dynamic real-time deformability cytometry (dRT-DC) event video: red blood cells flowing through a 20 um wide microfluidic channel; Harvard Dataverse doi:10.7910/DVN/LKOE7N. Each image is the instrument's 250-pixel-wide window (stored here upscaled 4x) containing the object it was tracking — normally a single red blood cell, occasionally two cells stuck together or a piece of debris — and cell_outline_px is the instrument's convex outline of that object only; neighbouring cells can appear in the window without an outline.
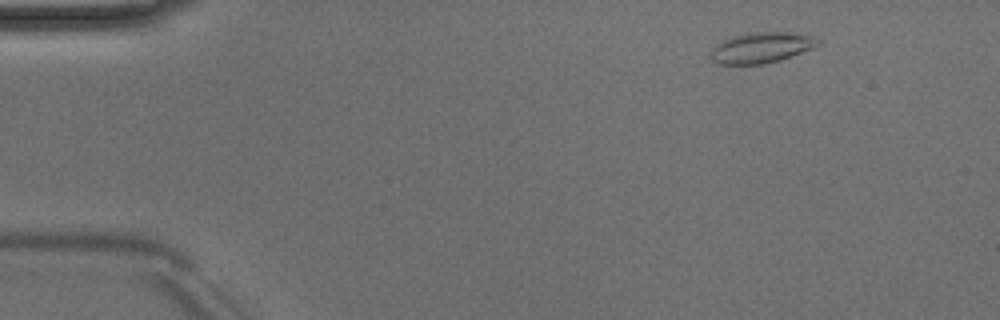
{"species": "Egyptian fruit bat (a non-hibernating species)", "species_latin": "Rousettus aegyptiacus", "temperature_condition": "room temperature", "stored_images_in_passage": 46, "camera_frame_rate_fps": 3000, "um_per_image_px": 0.085, "animal": {"sex": "male"}, "frame": {"image": 1, "passage_image": 2, "time_ms": 0.333, "image_size_px": [1000, 320], "cell_outline_px": [[820, 44], [812, 48], [780, 60], [764, 64], [720, 64], [712, 60], [708, 56], [712, 48], [716, 44], [732, 36], [752, 32], [792, 32], [812, 36], [820, 40]], "centroid_in_image_um": [64.69, 4.05], "position_along_channel_um": 20.3, "area_um2": 19.19}}
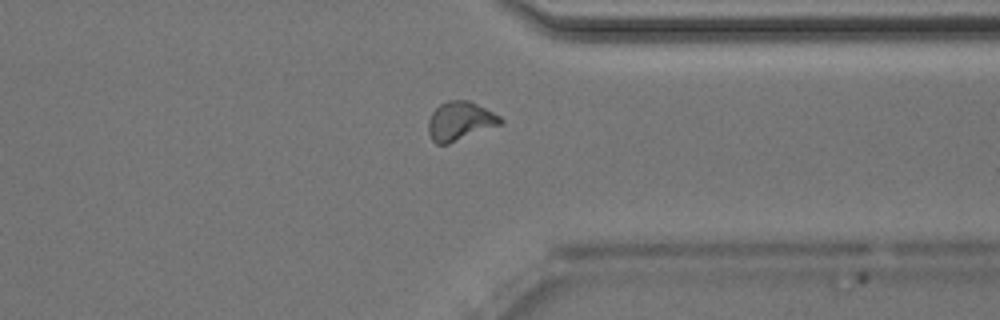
{"frame": {"image": 2, "passage_image": 35, "time_ms": 11.333, "image_size_px": [1000, 320], "cell_outline_px": [[504, 120], [500, 124], [448, 144], [436, 144], [432, 140], [428, 132], [428, 120], [432, 112], [440, 104], [448, 100], [468, 100], [500, 116]], "centroid_in_image_um": [39.06, 10.29], "position_along_channel_um": 372.3, "area_um2": 16.07}}
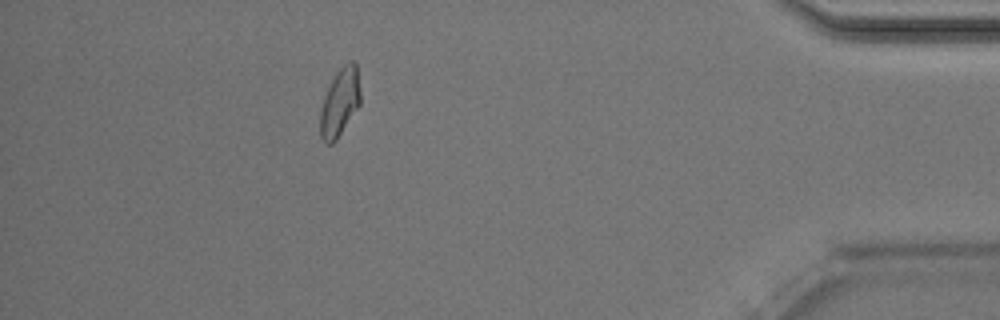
{"frame": {"image": 3, "passage_image": 41, "time_ms": 13.333, "image_size_px": [1000, 320], "cell_outline_px": [[360, 104], [336, 140], [332, 144], [328, 144], [320, 136], [320, 108], [324, 96], [336, 72], [348, 60], [352, 60], [356, 64], [360, 92]], "centroid_in_image_um": [28.88, 8.69], "position_along_channel_um": 406.3, "area_um2": 15.78}, "authors_computed_cell_mechanics": {"area_um2": 15.9528, "velocity_mm_per_s": 4.036, "shape_relaxation_time_tau1_ms": 7.4921, "shape_relaxation_time_tau2_ms": 2.1173, "deformation_change_tau1": 0.1648, "deformation_change_tau2": 0.0716}}